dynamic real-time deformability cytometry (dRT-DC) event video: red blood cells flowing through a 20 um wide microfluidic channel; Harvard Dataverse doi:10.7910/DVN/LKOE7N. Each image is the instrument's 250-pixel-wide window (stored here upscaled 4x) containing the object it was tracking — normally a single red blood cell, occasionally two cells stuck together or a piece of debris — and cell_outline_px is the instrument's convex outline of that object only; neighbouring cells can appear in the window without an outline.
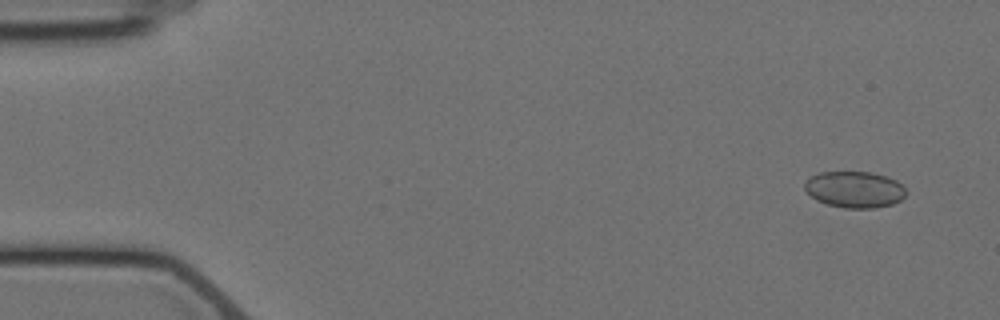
{"species": "Egyptian fruit bat (a non-hibernating species)", "species_latin": "Rousettus aegyptiacus", "temperature_condition": "cold", "stored_images_in_passage": 7, "camera_frame_rate_fps": 3000, "um_per_image_px": 0.085, "animal": {"sex": "female"}, "frame": {"image": 1, "passage_image": 2, "time_ms": 1.0, "image_size_px": [1000, 320], "cell_outline_px": [[904, 196], [900, 200], [892, 204], [876, 208], [844, 208], [828, 204], [816, 200], [804, 188], [804, 180], [820, 172], [872, 172], [896, 180], [904, 184]], "centroid_in_image_um": [72.63, 16.1], "position_along_channel_um": 12.4, "area_um2": 21.44}}
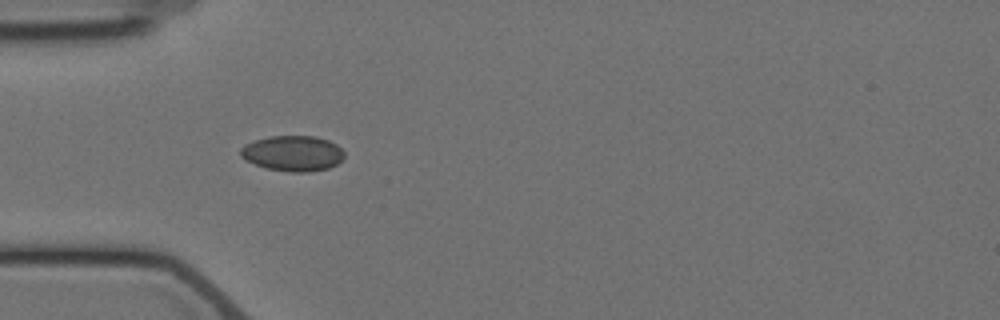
{"frame": {"image": 2, "passage_image": 6, "time_ms": 5.667, "image_size_px": [1000, 320], "cell_outline_px": [[344, 156], [336, 164], [328, 168], [308, 172], [292, 172], [264, 168], [244, 160], [240, 156], [240, 148], [244, 144], [256, 140], [272, 136], [316, 136], [328, 140], [336, 144], [344, 152]], "centroid_in_image_um": [24.85, 13.04], "position_along_channel_um": 60.1, "area_um2": 21.5}}
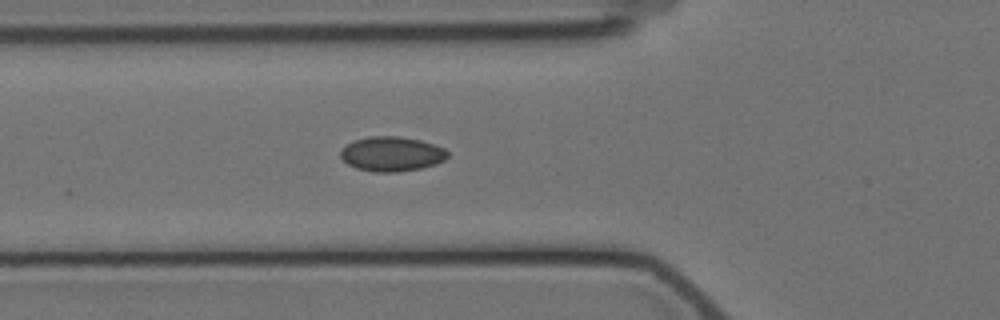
{"frame": {"image": 3, "passage_image": 7, "time_ms": 6.667, "image_size_px": [1000, 320], "cell_outline_px": [[448, 156], [444, 160], [436, 164], [420, 168], [400, 172], [372, 172], [356, 168], [348, 164], [340, 156], [340, 148], [356, 140], [368, 136], [400, 136], [420, 140], [436, 144], [444, 148], [448, 152]], "centroid_in_image_um": [33.3, 13.08], "position_along_channel_um": 92.5, "area_um2": 21.79}}